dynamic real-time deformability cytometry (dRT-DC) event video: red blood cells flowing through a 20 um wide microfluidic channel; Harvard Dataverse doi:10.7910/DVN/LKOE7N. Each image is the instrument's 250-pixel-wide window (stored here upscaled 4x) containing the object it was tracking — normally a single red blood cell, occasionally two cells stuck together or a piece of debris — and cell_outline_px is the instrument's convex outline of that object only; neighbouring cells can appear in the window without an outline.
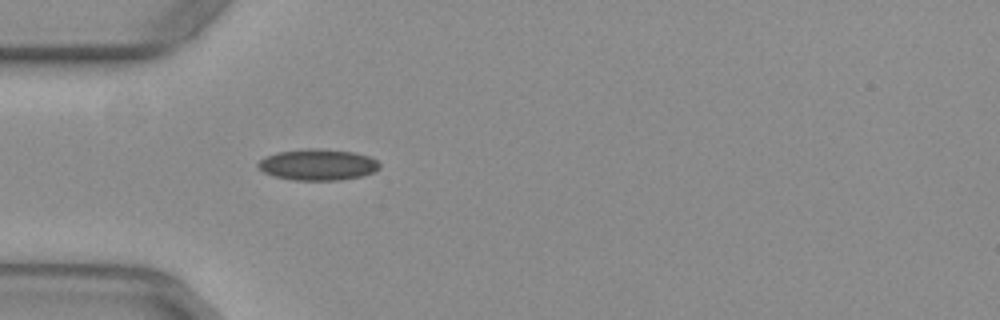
{"species": "common noctule bat (a hibernating species)", "species_latin": "Nyctalus noctula", "temperature_condition": "warm", "stored_images_in_passage": 37, "camera_frame_rate_fps": 3000, "um_per_image_px": 0.085, "animal": {"sex": "female", "body_mass_g": 29.2, "forearm_length_mm": 56.3}, "frame": {"image": 1, "passage_image": 1, "time_ms": 0.0, "image_size_px": [1000, 320], "cell_outline_px": [[380, 168], [372, 172], [360, 176], [336, 180], [292, 180], [276, 176], [264, 172], [256, 164], [264, 156], [280, 152], [304, 148], [320, 148], [356, 152], [368, 156], [376, 160], [380, 164]], "centroid_in_image_um": [27.01, 13.98], "position_along_channel_um": 58.0, "area_um2": 22.02}}
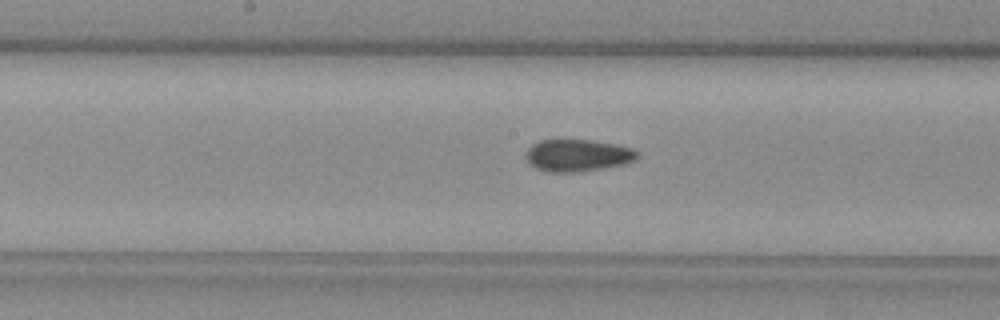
{"frame": {"image": 2, "passage_image": 12, "time_ms": 3.667, "image_size_px": [1000, 320], "cell_outline_px": [[640, 156], [636, 160], [624, 164], [580, 172], [548, 172], [536, 168], [528, 164], [524, 156], [528, 148], [532, 144], [540, 140], [560, 136], [592, 140], [616, 144], [632, 148]], "centroid_in_image_um": [49.04, 13.16], "position_along_channel_um": 199.2, "area_um2": 21.79}}
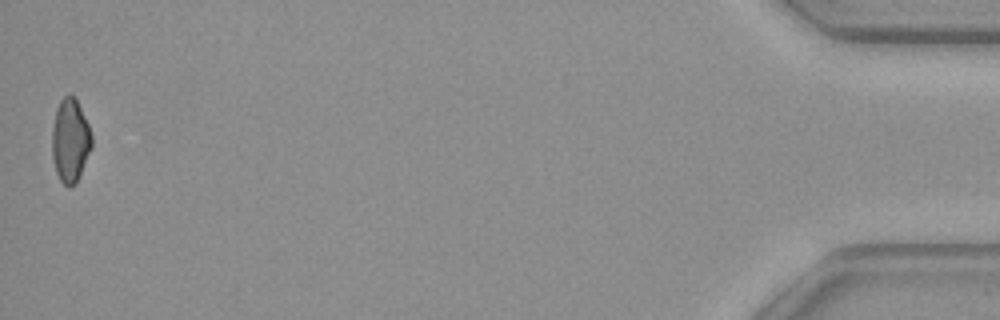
{"frame": {"image": 3, "passage_image": 37, "time_ms": 12.0, "image_size_px": [1000, 320], "cell_outline_px": [[92, 148], [76, 180], [68, 188], [60, 180], [56, 172], [52, 156], [52, 128], [56, 108], [60, 100], [64, 96], [72, 96], [76, 100], [88, 124], [92, 136]], "centroid_in_image_um": [5.95, 11.93], "position_along_channel_um": 429.2, "area_um2": 18.96}, "authors_computed_cell_mechanics": {"area_um2": 20.4612, "velocity_mm_per_s": 3.9578, "shape_relaxation_time_tau1_ms": null, "shape_relaxation_time_tau2_ms": 2.6371, "deformation_change_tau1": null, "deformation_change_tau2": 0.0739}}